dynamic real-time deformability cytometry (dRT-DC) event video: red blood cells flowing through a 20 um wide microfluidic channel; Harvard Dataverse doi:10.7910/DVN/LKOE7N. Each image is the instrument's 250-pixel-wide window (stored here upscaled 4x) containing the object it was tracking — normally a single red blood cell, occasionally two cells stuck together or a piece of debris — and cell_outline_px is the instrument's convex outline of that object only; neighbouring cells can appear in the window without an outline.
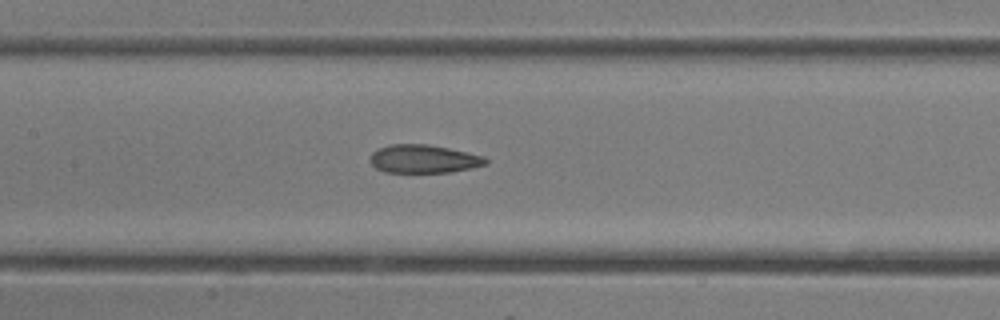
{"species": "common noctule bat (a hibernating species)", "species_latin": "Nyctalus noctula", "temperature_condition": "room temperature", "stored_images_in_passage": 27, "camera_frame_rate_fps": 3000, "um_per_image_px": 0.085, "animal": {"sex": "female"}, "frame": {"image": 1, "passage_image": 16, "time_ms": 5.0, "image_size_px": [1000, 320], "cell_outline_px": [[488, 164], [472, 168], [452, 172], [384, 172], [376, 168], [372, 164], [372, 152], [376, 148], [388, 144], [428, 144], [448, 148], [484, 156], [488, 160]], "centroid_in_image_um": [36.02, 13.5], "position_along_channel_um": 171.4, "area_um2": 19.07}}
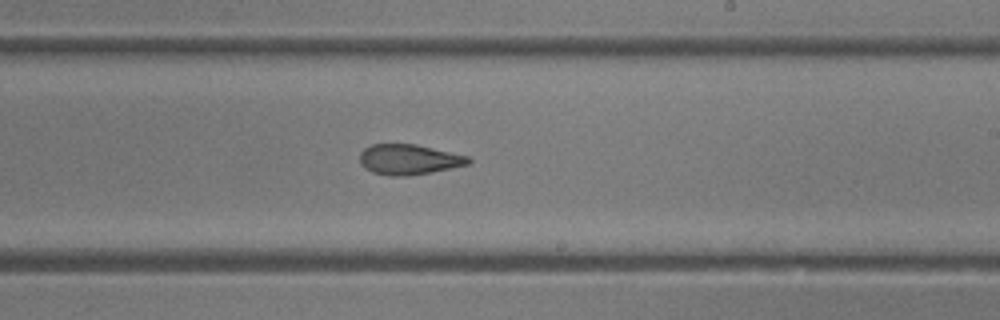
{"frame": {"image": 2, "passage_image": 20, "time_ms": 6.333, "image_size_px": [1000, 320], "cell_outline_px": [[472, 164], [432, 172], [408, 176], [388, 176], [372, 172], [364, 168], [360, 164], [360, 152], [364, 148], [372, 144], [416, 144], [468, 156], [472, 160]], "centroid_in_image_um": [34.76, 13.56], "position_along_channel_um": 254.2, "area_um2": 19.42}}